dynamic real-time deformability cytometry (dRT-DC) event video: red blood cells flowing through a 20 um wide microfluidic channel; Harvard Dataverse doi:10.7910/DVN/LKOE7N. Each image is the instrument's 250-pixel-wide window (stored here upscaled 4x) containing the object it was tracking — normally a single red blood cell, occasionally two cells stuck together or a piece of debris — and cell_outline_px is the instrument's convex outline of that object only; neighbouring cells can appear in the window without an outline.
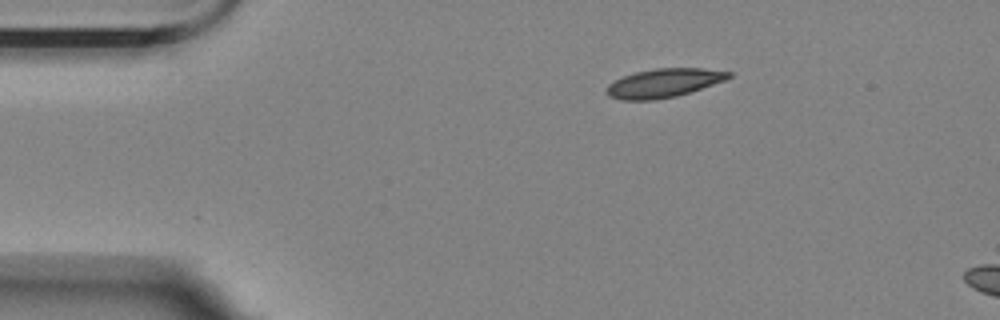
{"species": "Egyptian fruit bat (a non-hibernating species)", "species_latin": "Rousettus aegyptiacus", "temperature_condition": "room temperature", "stored_images_in_passage": 2, "camera_frame_rate_fps": 3000, "um_per_image_px": 0.085, "animal": {"sex": "female"}, "frame": {"image": 1, "passage_image": 1, "time_ms": 0.0, "image_size_px": [1000, 320], "cell_outline_px": [[732, 76], [724, 80], [676, 96], [656, 100], [620, 100], [608, 96], [604, 92], [608, 84], [624, 76], [636, 72], [656, 68], [704, 68], [732, 72]], "centroid_in_image_um": [56.37, 7.06], "position_along_channel_um": 28.6, "area_um2": 20.35}}